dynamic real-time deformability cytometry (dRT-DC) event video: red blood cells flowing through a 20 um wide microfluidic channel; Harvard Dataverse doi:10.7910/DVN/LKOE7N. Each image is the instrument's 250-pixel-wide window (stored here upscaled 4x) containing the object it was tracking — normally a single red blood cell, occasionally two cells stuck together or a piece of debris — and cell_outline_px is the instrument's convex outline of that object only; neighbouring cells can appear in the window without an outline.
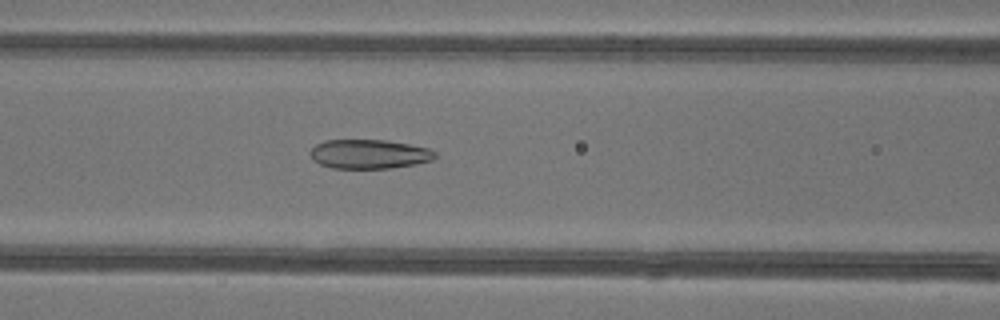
{"species": "common noctule bat (a hibernating species)", "species_latin": "Nyctalus noctula", "temperature_condition": "warm", "stored_images_in_passage": 37, "camera_frame_rate_fps": 3000, "um_per_image_px": 0.085, "animal": {"sex": "female"}, "frame": {"image": 1, "passage_image": 10, "time_ms": 3.0, "image_size_px": [1000, 320], "cell_outline_px": [[436, 156], [432, 160], [416, 164], [392, 168], [332, 168], [320, 164], [312, 160], [308, 152], [316, 144], [324, 140], [384, 140], [408, 144], [428, 148], [436, 152]], "centroid_in_image_um": [31.35, 13.1], "position_along_channel_um": 135.3, "area_um2": 21.33}}
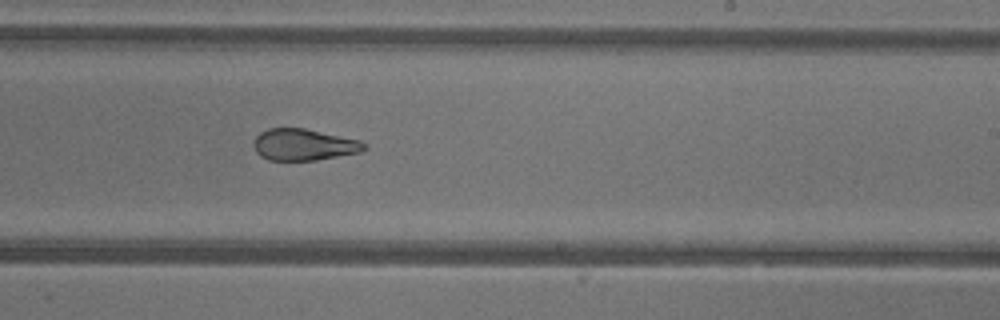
{"frame": {"image": 2, "passage_image": 19, "time_ms": 6.0, "image_size_px": [1000, 320], "cell_outline_px": [[368, 148], [360, 152], [316, 160], [268, 160], [260, 156], [256, 152], [252, 144], [252, 140], [260, 132], [268, 128], [304, 128], [360, 140], [368, 144]], "centroid_in_image_um": [25.81, 12.29], "position_along_channel_um": 263.2, "area_um2": 20.52}}
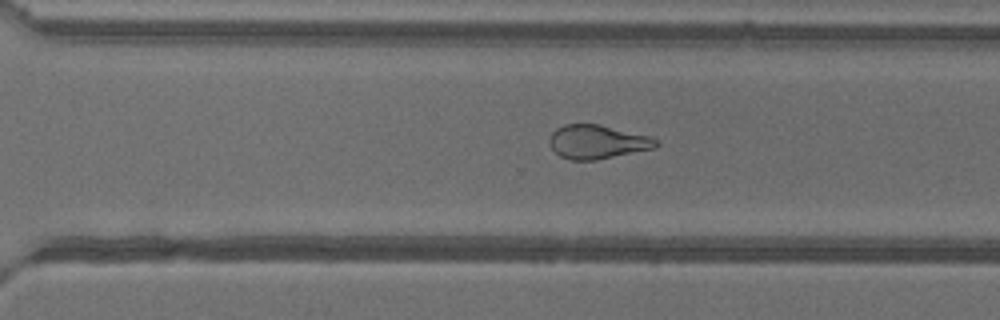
{"frame": {"image": 3, "passage_image": 23, "time_ms": 7.333, "image_size_px": [1000, 320], "cell_outline_px": [[660, 144], [656, 148], [596, 160], [568, 160], [560, 156], [552, 148], [548, 140], [552, 132], [556, 128], [564, 124], [600, 124], [648, 136], [656, 140]], "centroid_in_image_um": [50.75, 12.06], "position_along_channel_um": 319.8, "area_um2": 21.04}, "authors_computed_cell_mechanics": {"area_um2": 23.0622, "velocity_mm_per_s": 4.277, "shape_relaxation_time_tau1_ms": null, "shape_relaxation_time_tau2_ms": 1.2998, "deformation_change_tau1": null, "deformation_change_tau2": 0.0951}}